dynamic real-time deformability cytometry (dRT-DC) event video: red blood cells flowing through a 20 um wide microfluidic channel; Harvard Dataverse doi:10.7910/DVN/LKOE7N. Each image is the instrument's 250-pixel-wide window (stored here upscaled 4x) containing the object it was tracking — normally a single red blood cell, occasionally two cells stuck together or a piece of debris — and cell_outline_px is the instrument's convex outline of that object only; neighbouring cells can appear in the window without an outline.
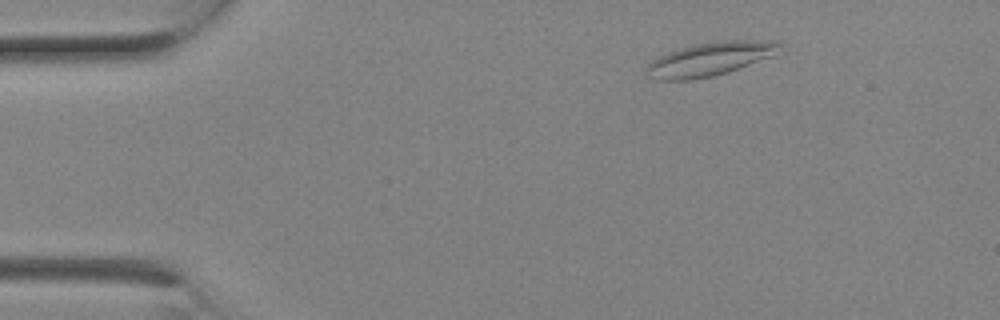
{"species": "Egyptian fruit bat (a non-hibernating species)", "species_latin": "Rousettus aegyptiacus", "temperature_condition": "room temperature", "stored_images_in_passage": 3, "segment_of_instrument_passage": [2, 2], "camera_frame_rate_fps": 3000, "um_per_image_px": 0.085, "animal": {"sex": "female"}, "frame": {"image": 1, "passage_image": 3, "time_ms": 0.667, "image_size_px": [1000, 320], "cell_outline_px": [[780, 44], [772, 56], [728, 72], [712, 76], [692, 80], [656, 80], [644, 76], [644, 72], [648, 64], [652, 60], [668, 52], [696, 44], [724, 40], [776, 40]], "centroid_in_image_um": [60.27, 5.03], "position_along_channel_um": 24.7, "area_um2": 25.95}}